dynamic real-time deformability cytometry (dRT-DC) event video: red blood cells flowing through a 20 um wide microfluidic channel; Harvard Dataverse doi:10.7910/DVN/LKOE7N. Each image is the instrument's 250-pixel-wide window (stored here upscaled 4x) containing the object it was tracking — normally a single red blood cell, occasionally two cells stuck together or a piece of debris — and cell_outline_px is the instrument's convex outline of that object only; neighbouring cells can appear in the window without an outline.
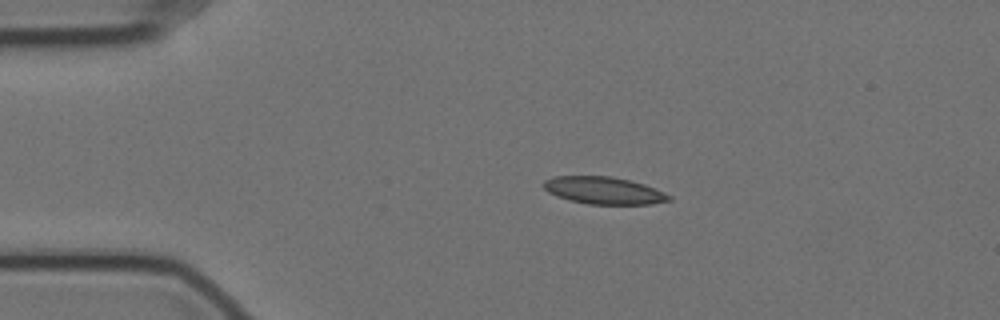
{"species": "Egyptian fruit bat (a non-hibernating species)", "species_latin": "Rousettus aegyptiacus", "temperature_condition": "cold", "stored_images_in_passage": 47, "camera_frame_rate_fps": 3000, "um_per_image_px": 0.085, "animal": {"sex": "female"}, "frame": {"image": 1, "passage_image": 1, "time_ms": 0.0, "image_size_px": [1000, 320], "cell_outline_px": [[672, 200], [652, 204], [588, 204], [556, 196], [548, 192], [544, 188], [544, 180], [552, 176], [612, 176], [644, 184], [664, 192], [672, 196]], "centroid_in_image_um": [51.33, 16.19], "position_along_channel_um": 33.7, "area_um2": 19.88}}
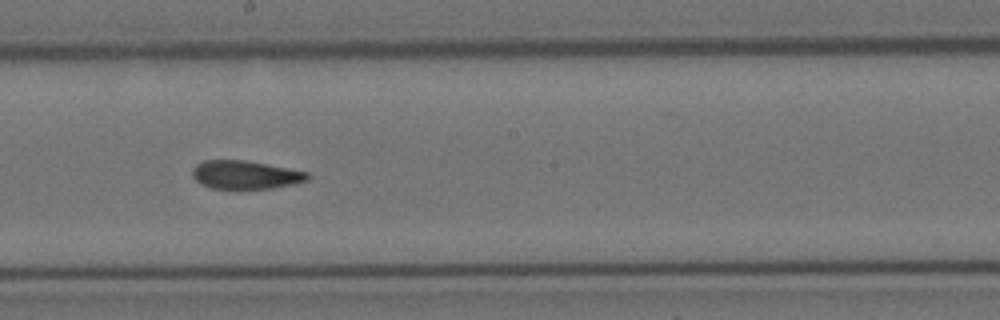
{"frame": {"image": 2, "passage_image": 21, "time_ms": 6.667, "image_size_px": [1000, 320], "cell_outline_px": [[312, 176], [308, 180], [292, 184], [272, 188], [212, 188], [200, 184], [192, 176], [192, 168], [196, 164], [204, 160], [244, 160], [308, 172]], "centroid_in_image_um": [20.84, 14.85], "position_along_channel_um": 227.4, "area_um2": 18.9}}
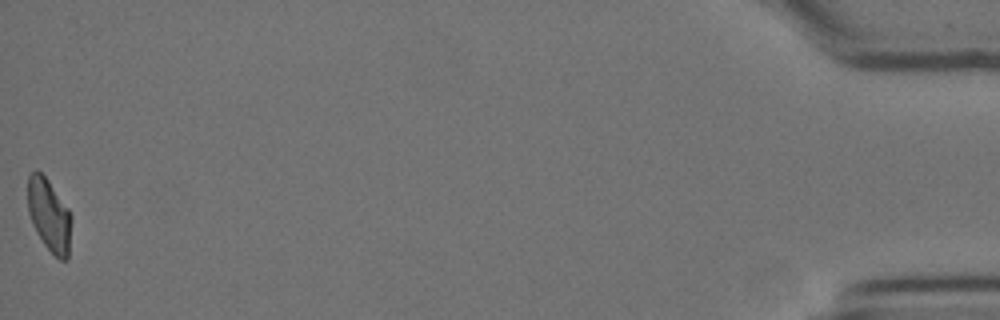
{"frame": {"image": 3, "passage_image": 47, "time_ms": 15.333, "image_size_px": [1000, 320], "cell_outline_px": [[72, 220], [68, 260], [60, 260], [44, 244], [36, 232], [32, 224], [28, 212], [28, 176], [36, 168], [48, 180], [68, 208], [72, 216]], "centroid_in_image_um": [4.19, 18.3], "position_along_channel_um": 431.0, "area_um2": 18.55}, "authors_computed_cell_mechanics": {"area_um2": 19.7098, "velocity_mm_per_s": 3.4948, "shape_relaxation_time_tau1_ms": 10.585, "shape_relaxation_time_tau2_ms": 2.2986, "deformation_change_tau1": 0.2269, "deformation_change_tau2": 0.0906}}